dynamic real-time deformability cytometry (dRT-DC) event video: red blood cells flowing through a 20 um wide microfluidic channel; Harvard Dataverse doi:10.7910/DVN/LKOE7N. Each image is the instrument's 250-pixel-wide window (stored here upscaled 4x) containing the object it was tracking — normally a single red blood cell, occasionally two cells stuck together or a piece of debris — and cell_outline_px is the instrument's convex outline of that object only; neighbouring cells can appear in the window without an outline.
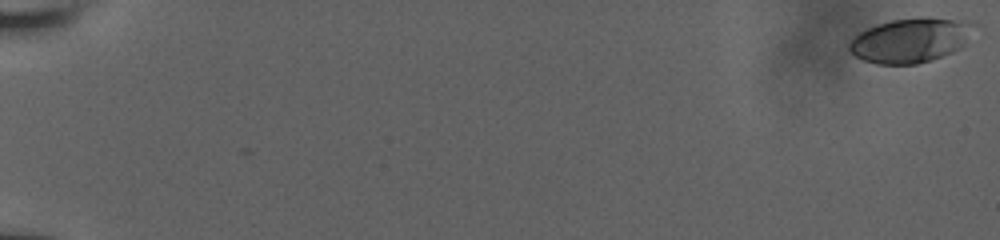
{"species": "human", "species_latin": "Homo sapiens", "temperature_condition": "room temperature", "stored_images_in_passage": 29, "camera_frame_rate_fps": 3000, "um_per_image_px": 0.085, "donor": {"sex": "male"}, "frame": {"image": 1, "passage_image": 1, "time_ms": 0.0, "image_size_px": [1000, 240], "cell_outline_px": [[980, 24], [964, 44], [960, 48], [952, 52], [932, 60], [916, 64], [876, 64], [864, 60], [856, 56], [848, 48], [848, 44], [860, 32], [876, 24], [892, 20], [920, 16], [928, 16], [972, 20]], "centroid_in_image_um": [77.5, 3.38], "position_along_channel_um": 7.5, "area_um2": 33.0}}
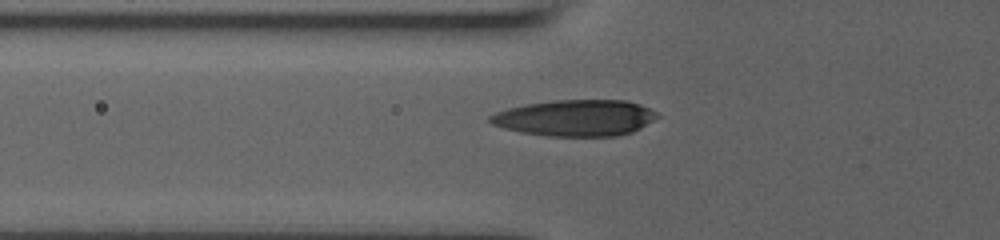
{"frame": {"image": 2, "passage_image": 17, "time_ms": 7.667, "image_size_px": [1000, 240], "cell_outline_px": [[660, 116], [640, 128], [632, 132], [616, 136], [548, 136], [524, 132], [504, 128], [492, 124], [488, 120], [488, 116], [496, 112], [508, 108], [528, 104], [556, 100], [624, 100], [640, 104], [656, 112]], "centroid_in_image_um": [48.92, 10.02], "position_along_channel_um": 76.9, "area_um2": 35.14}}
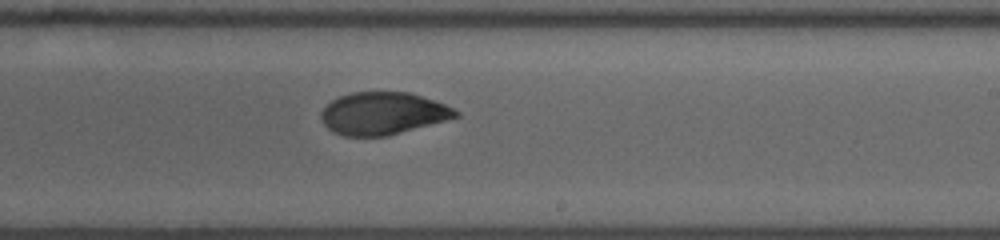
{"frame": {"image": 3, "passage_image": 29, "time_ms": 12.333, "image_size_px": [1000, 240], "cell_outline_px": [[460, 116], [388, 136], [344, 136], [332, 132], [324, 124], [320, 116], [320, 112], [332, 100], [340, 96], [352, 92], [408, 92], [444, 104], [460, 112]], "centroid_in_image_um": [32.52, 9.65], "position_along_channel_um": 256.5, "area_um2": 33.06}}